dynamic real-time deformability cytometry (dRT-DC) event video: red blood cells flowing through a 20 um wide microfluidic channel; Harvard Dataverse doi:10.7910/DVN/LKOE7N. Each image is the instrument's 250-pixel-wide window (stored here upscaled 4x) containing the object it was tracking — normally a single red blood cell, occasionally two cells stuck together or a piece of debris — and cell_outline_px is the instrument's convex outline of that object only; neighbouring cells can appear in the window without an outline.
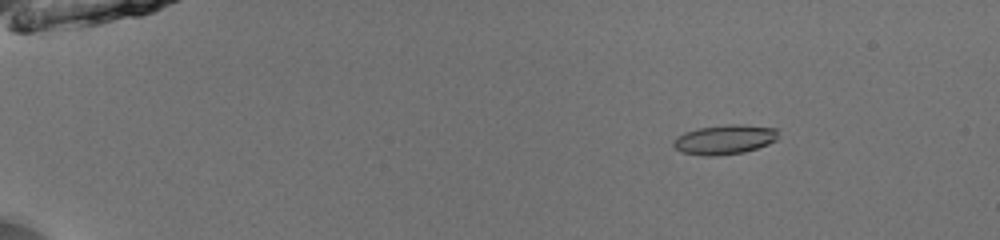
{"species": "common noctule bat (a hibernating species)", "species_latin": "Nyctalus noctula", "temperature_condition": "room temperature", "stored_images_in_passage": 46, "camera_frame_rate_fps": 3000, "um_per_image_px": 0.085, "animal": {"sex": "male", "body_mass_g": 13.0, "forearm_length_mm": 53.1}, "frame": {"image": 1, "passage_image": 2, "time_ms": 0.333, "image_size_px": [1000, 240], "cell_outline_px": [[776, 140], [768, 144], [744, 152], [716, 156], [704, 156], [680, 152], [672, 144], [672, 140], [676, 136], [684, 132], [700, 128], [728, 124], [740, 124], [776, 128]], "centroid_in_image_um": [61.53, 11.87], "position_along_channel_um": 23.5, "area_um2": 18.03}}
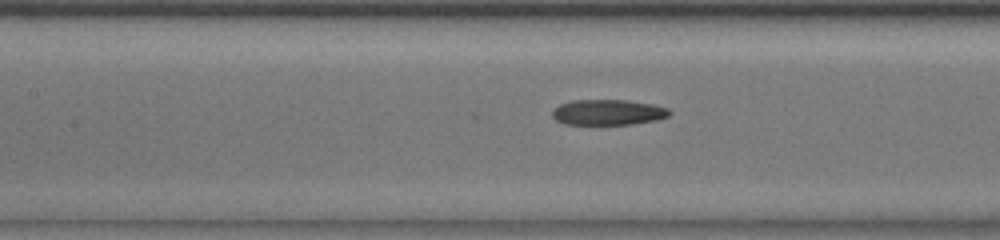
{"frame": {"image": 2, "passage_image": 20, "time_ms": 6.333, "image_size_px": [1000, 240], "cell_outline_px": [[672, 112], [668, 116], [656, 120], [632, 124], [564, 124], [556, 120], [552, 116], [552, 112], [560, 104], [572, 100], [624, 100], [652, 104], [668, 108]], "centroid_in_image_um": [51.69, 9.54], "position_along_channel_um": 155.7, "area_um2": 17.34}}
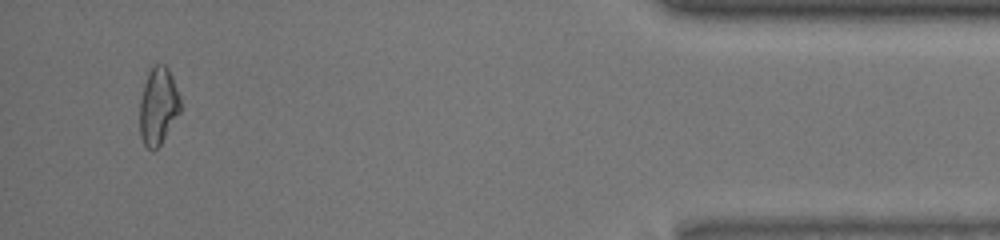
{"frame": {"image": 3, "passage_image": 44, "time_ms": 14.333, "image_size_px": [1000, 240], "cell_outline_px": [[180, 112], [160, 144], [152, 152], [144, 144], [140, 136], [140, 100], [144, 84], [148, 72], [152, 64], [164, 64], [168, 68], [172, 76], [180, 96]], "centroid_in_image_um": [13.44, 8.99], "position_along_channel_um": 421.8, "area_um2": 18.26}, "authors_computed_cell_mechanics": {"area_um2": 17.918, "velocity_mm_per_s": 3.9999, "shape_relaxation_time_tau1_ms": null, "shape_relaxation_time_tau2_ms": 6.0378, "deformation_change_tau1": null, "deformation_change_tau2": 0.1474}}